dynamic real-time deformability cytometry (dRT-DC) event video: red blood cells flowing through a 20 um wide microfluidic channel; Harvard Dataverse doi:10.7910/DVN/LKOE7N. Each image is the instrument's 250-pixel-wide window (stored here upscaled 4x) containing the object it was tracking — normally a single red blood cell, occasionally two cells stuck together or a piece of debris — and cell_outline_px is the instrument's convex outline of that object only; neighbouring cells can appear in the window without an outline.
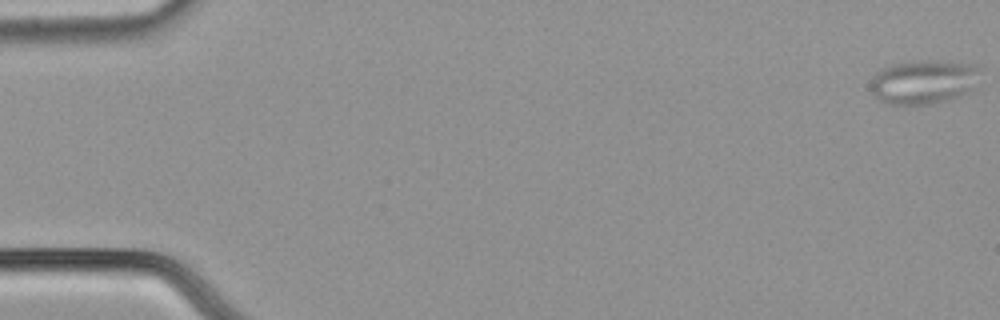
{"species": "common noctule bat (a hibernating species)", "species_latin": "Nyctalus noctula", "temperature_condition": "cold", "stored_images_in_passage": 55, "camera_frame_rate_fps": 3000, "um_per_image_px": 0.085, "animal": {"sex": "male", "body_mass_g": 21.5, "forearm_length_mm": 52.0}, "frame": {"image": 1, "passage_image": 1, "time_ms": 0.0, "image_size_px": [1000, 320], "cell_outline_px": [[980, 68], [968, 88], [960, 96], [948, 100], [928, 104], [888, 104], [880, 100], [868, 88], [868, 84], [872, 76], [876, 72], [884, 68], [896, 64], [976, 64]], "centroid_in_image_um": [78.36, 7.03], "position_along_channel_um": 6.6, "area_um2": 26.3}}
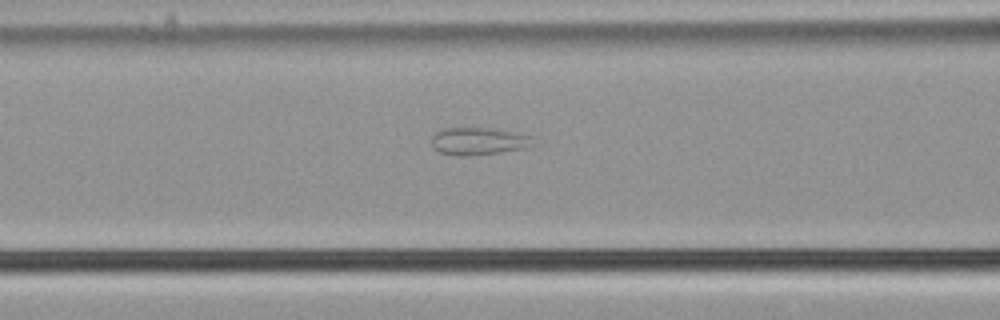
{"frame": {"image": 2, "passage_image": 23, "time_ms": 7.333, "image_size_px": [1000, 320], "cell_outline_px": [[536, 144], [524, 148], [500, 152], [468, 156], [456, 156], [440, 152], [432, 148], [432, 136], [436, 132], [444, 128], [488, 128], [512, 132], [532, 136]], "centroid_in_image_um": [40.66, 12.01], "position_along_channel_um": 125.9, "area_um2": 16.24}}
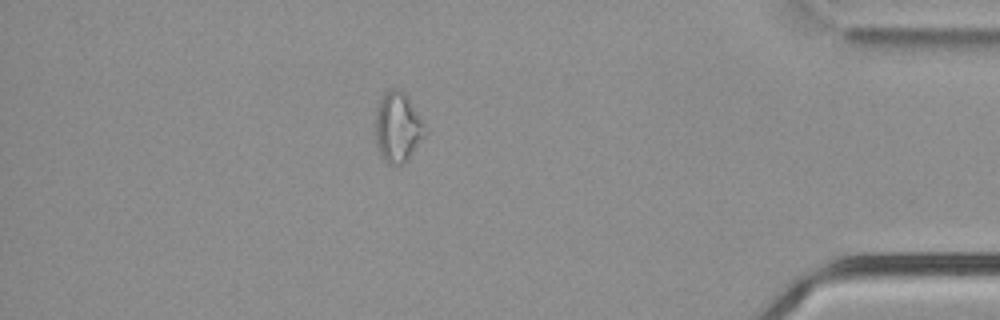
{"frame": {"image": 3, "passage_image": 48, "time_ms": 15.667, "image_size_px": [1000, 320], "cell_outline_px": [[428, 132], [408, 160], [404, 164], [388, 164], [380, 156], [376, 144], [376, 108], [380, 96], [388, 88], [400, 88], [408, 92]], "centroid_in_image_um": [33.82, 10.76], "position_along_channel_um": 401.4, "area_um2": 21.04}, "authors_computed_cell_mechanics": {"area_um2": 20.1144, "velocity_mm_per_s": 3.7891, "shape_relaxation_time_tau1_ms": null, "shape_relaxation_time_tau2_ms": 1.7031, "deformation_change_tau1": null, "deformation_change_tau2": 0.0833}}